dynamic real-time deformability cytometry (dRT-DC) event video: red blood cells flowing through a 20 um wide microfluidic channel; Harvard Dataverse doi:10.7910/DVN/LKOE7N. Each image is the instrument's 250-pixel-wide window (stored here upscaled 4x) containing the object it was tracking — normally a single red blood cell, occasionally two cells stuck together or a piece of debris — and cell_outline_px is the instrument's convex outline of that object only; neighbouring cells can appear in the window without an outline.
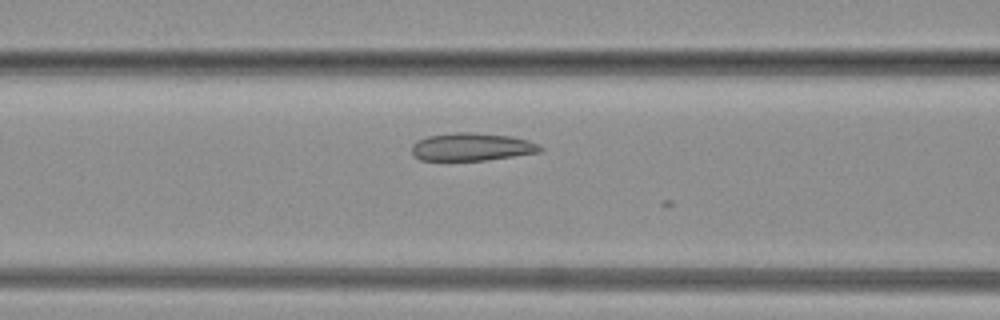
{"species": "common noctule bat (a hibernating species)", "species_latin": "Nyctalus noctula", "temperature_condition": "warm", "stored_images_in_passage": 6, "camera_frame_rate_fps": 3000, "um_per_image_px": 0.085, "animal": {"sex": "female", "body_mass_g": 19.3, "forearm_length_mm": 54.1}, "frame": {"image": 1, "passage_image": 5, "time_ms": 1.333, "image_size_px": [1000, 320], "cell_outline_px": [[544, 148], [540, 152], [484, 160], [420, 160], [412, 152], [412, 144], [416, 140], [428, 136], [456, 132], [472, 132], [512, 136], [528, 140], [540, 144]], "centroid_in_image_um": [40.11, 12.47], "position_along_channel_um": 126.5, "area_um2": 20.81}}